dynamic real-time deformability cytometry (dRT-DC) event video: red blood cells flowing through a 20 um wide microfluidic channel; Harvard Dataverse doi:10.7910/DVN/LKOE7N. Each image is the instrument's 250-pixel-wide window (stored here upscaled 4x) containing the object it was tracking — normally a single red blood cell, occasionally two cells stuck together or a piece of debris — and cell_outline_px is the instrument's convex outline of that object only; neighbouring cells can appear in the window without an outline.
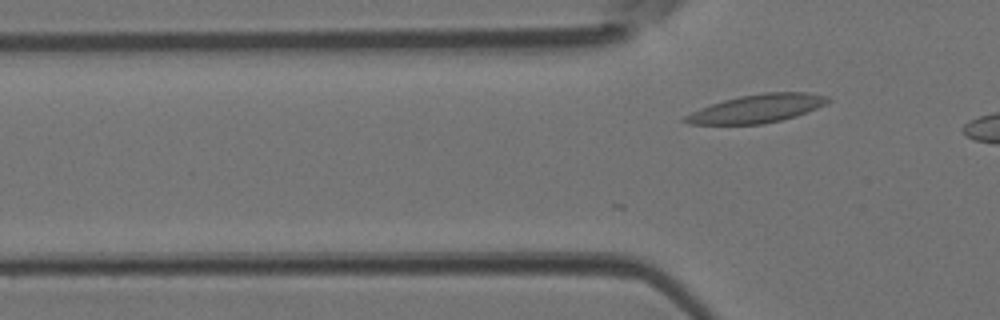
{"species": "Egyptian fruit bat (a non-hibernating species)", "species_latin": "Rousettus aegyptiacus", "temperature_condition": "room temperature", "stored_images_in_passage": 4, "camera_frame_rate_fps": 3000, "um_per_image_px": 0.085, "animal": {"sex": "female"}, "frame": {"image": 1, "passage_image": 4, "time_ms": 1.0, "image_size_px": [1000, 320], "cell_outline_px": [[832, 100], [816, 108], [796, 116], [764, 124], [688, 124], [680, 120], [684, 116], [700, 108], [724, 100], [740, 96], [764, 92], [808, 92], [828, 96]], "centroid_in_image_um": [64.34, 9.22], "position_along_channel_um": 61.5, "area_um2": 23.41}}